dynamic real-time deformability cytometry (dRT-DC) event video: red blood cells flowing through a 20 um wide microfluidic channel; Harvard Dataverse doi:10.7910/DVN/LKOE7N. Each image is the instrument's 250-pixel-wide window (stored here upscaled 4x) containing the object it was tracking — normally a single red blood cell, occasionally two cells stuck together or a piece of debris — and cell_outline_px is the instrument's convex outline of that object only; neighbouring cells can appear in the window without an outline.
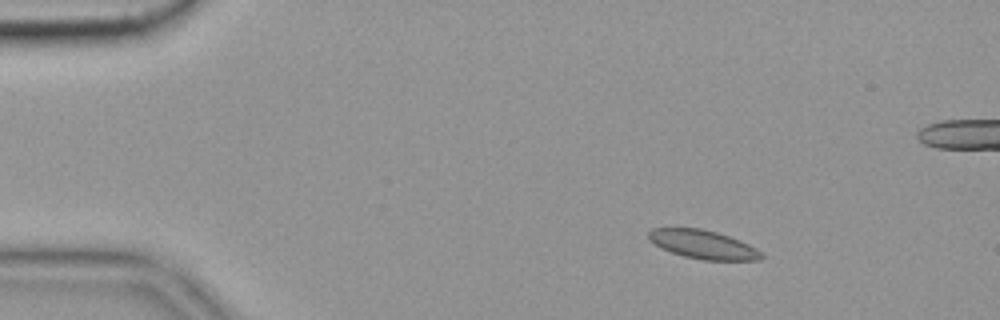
{"species": "common noctule bat (a hibernating species)", "species_latin": "Nyctalus noctula", "temperature_condition": "cold", "stored_images_in_passage": 58, "camera_frame_rate_fps": 3000, "um_per_image_px": 0.085, "animal": {"sex": "female", "body_mass_g": 19.9}, "frame": {"image": 1, "passage_image": 9, "time_ms": 2.667, "image_size_px": [1000, 320], "cell_outline_px": [[764, 256], [760, 260], [704, 260], [684, 256], [660, 248], [648, 240], [648, 232], [652, 228], [700, 228], [716, 232], [740, 240], [764, 252]], "centroid_in_image_um": [59.76, 20.78], "position_along_channel_um": 25.2, "area_um2": 18.9}, "authors_computed_cell_mechanics": {"area_um2": 18.8717, "velocity_mm_per_s": 3.5282, "shape_relaxation_time_tau1_ms": 6.6682, "shape_relaxation_time_tau2_ms": 4.1467, "deformation_change_tau1": 0.0718, "deformation_change_tau2": 0.0748}}